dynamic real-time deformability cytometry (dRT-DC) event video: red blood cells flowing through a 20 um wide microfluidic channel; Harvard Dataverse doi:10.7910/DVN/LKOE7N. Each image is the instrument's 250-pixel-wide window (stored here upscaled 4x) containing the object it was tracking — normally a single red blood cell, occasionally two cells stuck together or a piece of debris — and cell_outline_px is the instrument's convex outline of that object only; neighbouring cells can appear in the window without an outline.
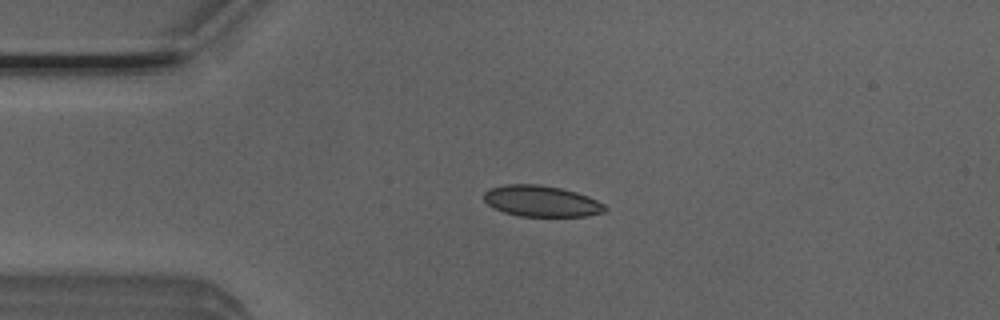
{"species": "Egyptian fruit bat (a non-hibernating species)", "species_latin": "Rousettus aegyptiacus", "temperature_condition": "room temperature", "stored_images_in_passage": 5, "camera_frame_rate_fps": 3000, "um_per_image_px": 0.085, "animal": {"sex": "male"}, "frame": {"image": 1, "passage_image": 4, "time_ms": 1.0, "image_size_px": [1000, 320], "cell_outline_px": [[608, 208], [604, 212], [588, 216], [520, 216], [504, 212], [492, 208], [484, 200], [484, 192], [488, 188], [504, 184], [540, 184], [560, 188], [576, 192], [588, 196], [604, 204]], "centroid_in_image_um": [46.0, 17.09], "position_along_channel_um": 39.0, "area_um2": 22.08}}